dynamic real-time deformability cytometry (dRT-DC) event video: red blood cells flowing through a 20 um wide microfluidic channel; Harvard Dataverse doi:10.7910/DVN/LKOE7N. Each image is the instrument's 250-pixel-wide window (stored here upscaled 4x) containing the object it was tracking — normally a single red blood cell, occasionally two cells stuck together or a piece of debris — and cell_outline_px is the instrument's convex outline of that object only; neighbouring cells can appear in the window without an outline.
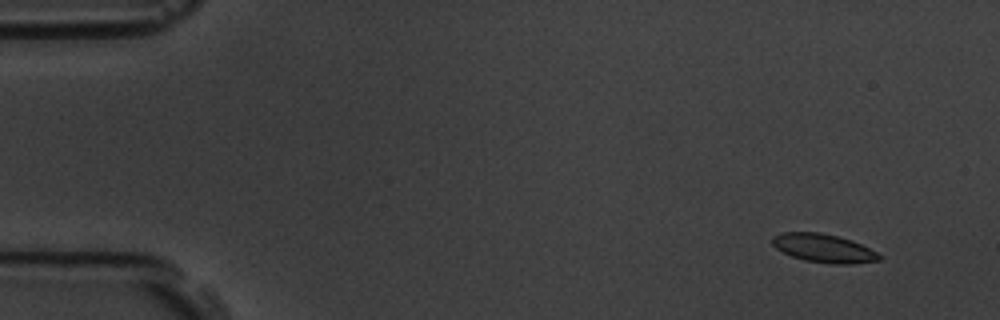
{"species": "common noctule bat (a hibernating species)", "species_latin": "Nyctalus noctula", "temperature_condition": "room temperature", "stored_images_in_passage": 9, "camera_frame_rate_fps": 3000, "um_per_image_px": 0.085, "animal": {"sex": "male", "body_mass_g": 19.5, "forearm_length_mm": 54.6}, "frame": {"image": 1, "passage_image": 1, "time_ms": 0.0, "image_size_px": [1000, 320], "cell_outline_px": [[884, 256], [880, 260], [852, 264], [832, 264], [804, 260], [792, 256], [776, 248], [772, 244], [772, 236], [784, 232], [820, 232], [852, 240]], "centroid_in_image_um": [70.02, 21.1], "position_along_channel_um": 15.0, "area_um2": 17.69}}
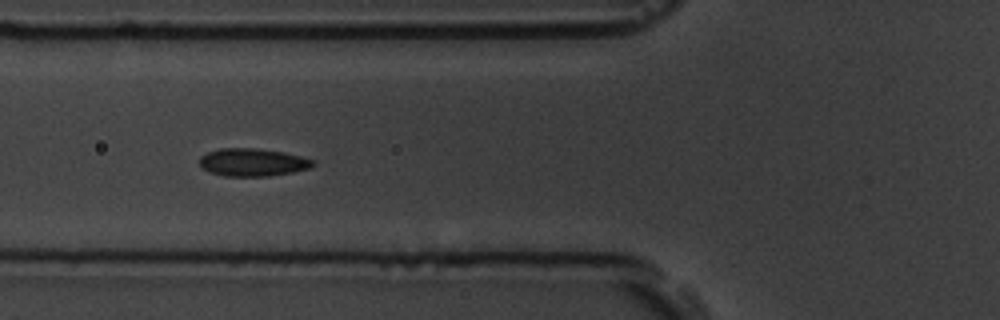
{"frame": {"image": 2, "passage_image": 6, "time_ms": 1.667, "image_size_px": [1000, 320], "cell_outline_px": [[316, 164], [308, 168], [292, 172], [268, 176], [224, 176], [208, 172], [200, 168], [200, 156], [208, 152], [220, 148], [256, 148], [284, 152], [316, 160]], "centroid_in_image_um": [21.45, 13.79], "position_along_channel_um": 104.3, "area_um2": 18.5}}
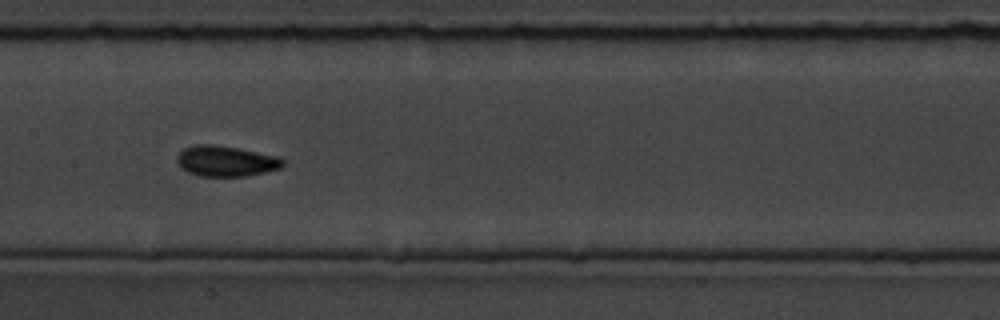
{"frame": {"image": 3, "passage_image": 8, "time_ms": 2.333, "image_size_px": [1000, 320], "cell_outline_px": [[284, 164], [280, 168], [264, 172], [244, 176], [200, 176], [188, 172], [180, 168], [176, 160], [176, 156], [184, 148], [196, 144], [212, 144], [236, 148], [276, 156], [284, 160]], "centroid_in_image_um": [19.15, 13.69], "position_along_channel_um": 188.3, "area_um2": 18.73}}